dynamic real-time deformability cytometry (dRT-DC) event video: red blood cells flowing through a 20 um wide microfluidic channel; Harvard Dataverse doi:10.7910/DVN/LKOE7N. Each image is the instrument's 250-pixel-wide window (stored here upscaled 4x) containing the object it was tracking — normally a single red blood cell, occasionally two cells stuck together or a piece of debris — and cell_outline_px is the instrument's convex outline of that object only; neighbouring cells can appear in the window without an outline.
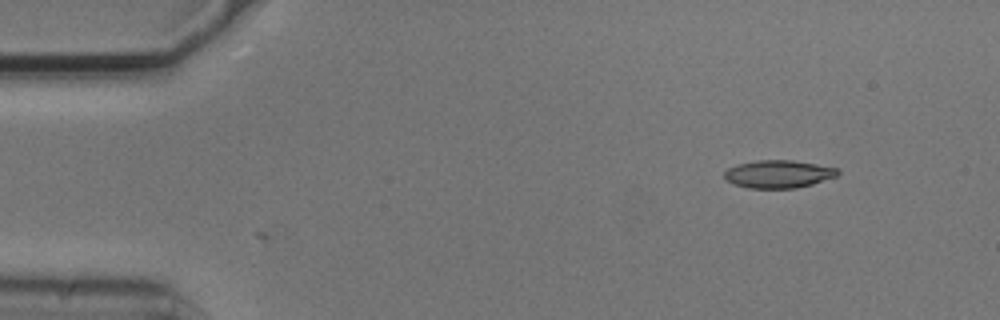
{"species": "common noctule bat (a hibernating species)", "species_latin": "Nyctalus noctula", "temperature_condition": "cold", "stored_images_in_passage": 3, "camera_frame_rate_fps": 3000, "um_per_image_px": 0.085, "animal": {"sex": "male", "body_mass_g": 20.5, "forearm_length_mm": 52.5}, "frame": {"image": 1, "passage_image": 1, "time_ms": 0.0, "image_size_px": [1000, 320], "cell_outline_px": [[840, 172], [836, 176], [812, 184], [796, 188], [748, 188], [732, 184], [724, 180], [724, 172], [728, 168], [736, 164], [756, 160], [792, 160], [840, 168]], "centroid_in_image_um": [66.13, 14.79], "position_along_channel_um": 18.9, "area_um2": 18.55}}
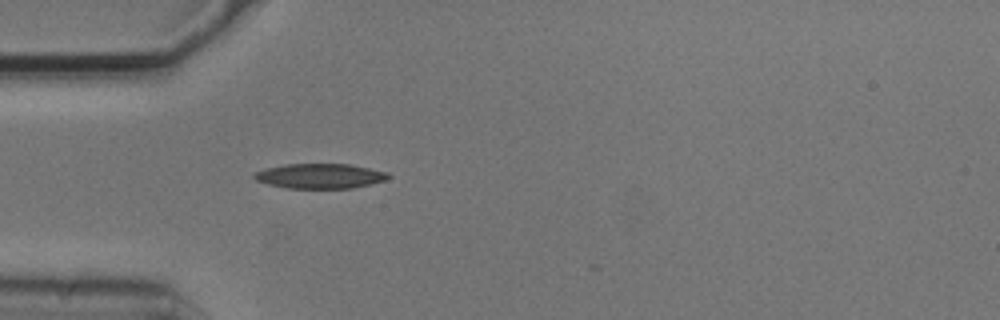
{"frame": {"image": 2, "passage_image": 3, "time_ms": 0.667, "image_size_px": [1000, 320], "cell_outline_px": [[392, 176], [384, 180], [352, 188], [288, 188], [268, 184], [256, 180], [252, 176], [256, 172], [268, 168], [284, 164], [348, 164], [388, 172]], "centroid_in_image_um": [27.2, 14.96], "position_along_channel_um": 57.8, "area_um2": 19.19}}